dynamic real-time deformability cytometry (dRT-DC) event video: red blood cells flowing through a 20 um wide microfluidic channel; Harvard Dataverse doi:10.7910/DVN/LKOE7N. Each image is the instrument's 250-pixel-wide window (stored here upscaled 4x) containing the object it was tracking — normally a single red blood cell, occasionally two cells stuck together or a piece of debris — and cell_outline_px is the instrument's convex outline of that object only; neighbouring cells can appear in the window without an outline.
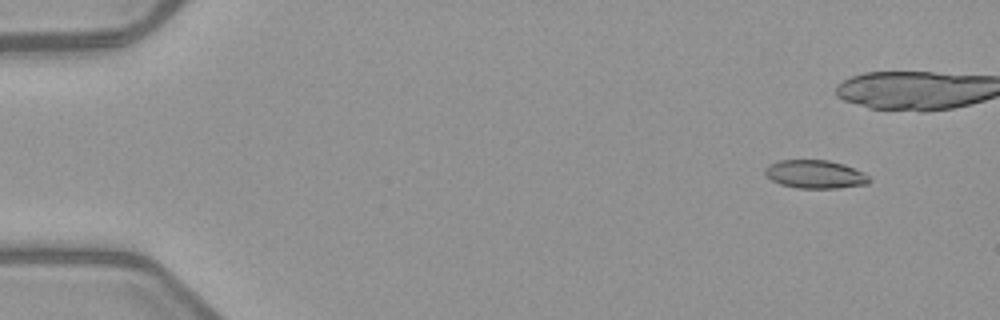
{"species": "common noctule bat (a hibernating species)", "species_latin": "Nyctalus noctula", "temperature_condition": "warm", "stored_images_in_passage": 6, "camera_frame_rate_fps": 3000, "um_per_image_px": 0.085, "animal": {"sex": "female", "body_mass_g": 21.9}, "frame": {"image": 1, "passage_image": 2, "time_ms": 1.0, "image_size_px": [1000, 320], "cell_outline_px": [[872, 180], [868, 184], [836, 188], [796, 188], [780, 184], [764, 176], [764, 168], [768, 164], [780, 160], [828, 160], [844, 164], [868, 176]], "centroid_in_image_um": [69.23, 14.81], "position_along_channel_um": 15.8, "area_um2": 17.22}}